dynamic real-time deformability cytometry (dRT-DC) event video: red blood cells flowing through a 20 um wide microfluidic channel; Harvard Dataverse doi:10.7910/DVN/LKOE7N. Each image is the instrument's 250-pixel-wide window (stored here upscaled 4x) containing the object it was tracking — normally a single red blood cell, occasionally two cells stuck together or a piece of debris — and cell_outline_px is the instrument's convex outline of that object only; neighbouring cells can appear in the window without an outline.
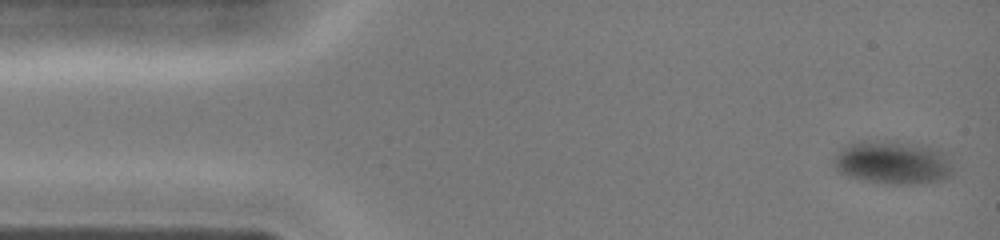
{"species": "common noctule bat (a hibernating species)", "species_latin": "Nyctalus noctula", "temperature_condition": "cold", "stored_images_in_passage": 40, "camera_frame_rate_fps": 3000, "um_per_image_px": 0.085, "animal": {"sex": "female", "body_mass_g": 19.0, "forearm_length_mm": 51.5}, "frame": {"image": 1, "passage_image": 1, "time_ms": 0.0, "image_size_px": [1000, 240], "cell_outline_px": [[952, 176], [940, 180], [924, 184], [888, 184], [864, 180], [848, 176], [836, 172], [832, 160], [848, 144], [860, 140], [892, 140], [920, 144], [936, 148], [948, 152], [952, 156]], "centroid_in_image_um": [75.96, 13.8], "position_along_channel_um": 9.0, "area_um2": 31.04}}
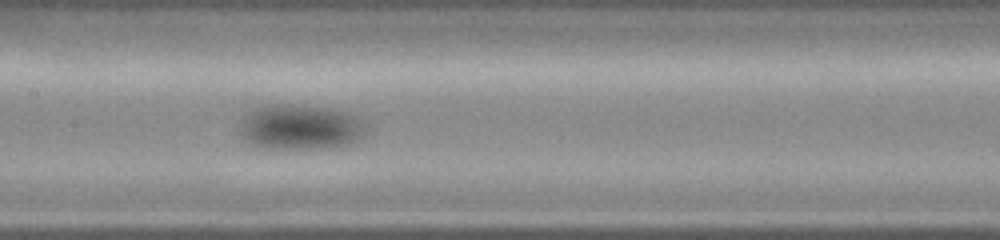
{"frame": {"image": 2, "passage_image": 19, "time_ms": 6.0, "image_size_px": [1000, 240], "cell_outline_px": [[364, 136], [352, 144], [340, 148], [264, 148], [252, 144], [244, 140], [240, 136], [240, 120], [252, 108], [260, 104], [288, 104], [328, 108], [360, 116], [364, 128]], "centroid_in_image_um": [25.5, 10.8], "position_along_channel_um": 181.9, "area_um2": 33.81}}
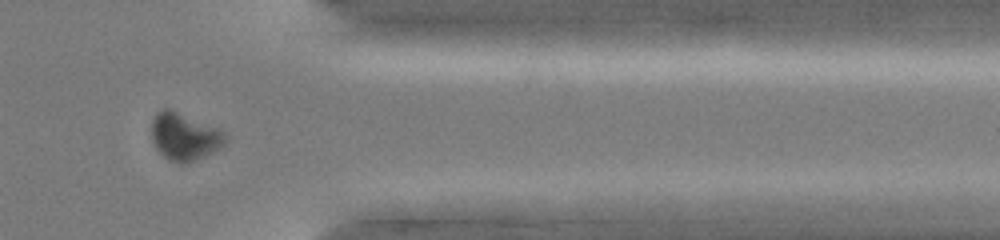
{"frame": {"image": 3, "passage_image": 33, "time_ms": 10.667, "image_size_px": [1000, 240], "cell_outline_px": [[228, 140], [224, 144], [212, 152], [184, 164], [168, 160], [156, 148], [152, 140], [152, 120], [156, 112], [164, 108], [172, 108], [216, 128], [224, 132], [228, 136]], "centroid_in_image_um": [15.66, 11.58], "position_along_channel_um": 395.7, "area_um2": 20.29}}